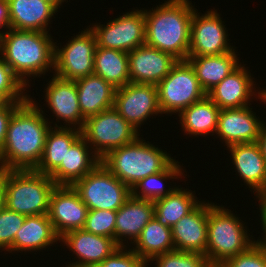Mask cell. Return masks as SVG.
Wrapping results in <instances>:
<instances>
[{
	"instance_id": "6da1fadb",
	"label": "cell",
	"mask_w": 266,
	"mask_h": 267,
	"mask_svg": "<svg viewBox=\"0 0 266 267\" xmlns=\"http://www.w3.org/2000/svg\"><path fill=\"white\" fill-rule=\"evenodd\" d=\"M35 102L29 97L14 111L0 152V170H34L40 162L52 122Z\"/></svg>"
},
{
	"instance_id": "7a4b0ae2",
	"label": "cell",
	"mask_w": 266,
	"mask_h": 267,
	"mask_svg": "<svg viewBox=\"0 0 266 267\" xmlns=\"http://www.w3.org/2000/svg\"><path fill=\"white\" fill-rule=\"evenodd\" d=\"M145 13V44L186 60L190 45L191 19L195 11L190 0H167Z\"/></svg>"
},
{
	"instance_id": "3957f363",
	"label": "cell",
	"mask_w": 266,
	"mask_h": 267,
	"mask_svg": "<svg viewBox=\"0 0 266 267\" xmlns=\"http://www.w3.org/2000/svg\"><path fill=\"white\" fill-rule=\"evenodd\" d=\"M54 43L49 33L9 28L0 35V57L30 87L29 77L54 72Z\"/></svg>"
},
{
	"instance_id": "277c9868",
	"label": "cell",
	"mask_w": 266,
	"mask_h": 267,
	"mask_svg": "<svg viewBox=\"0 0 266 267\" xmlns=\"http://www.w3.org/2000/svg\"><path fill=\"white\" fill-rule=\"evenodd\" d=\"M145 141L138 137L101 159L104 166L130 189L147 176L163 171L174 160L167 151Z\"/></svg>"
},
{
	"instance_id": "5b68a950",
	"label": "cell",
	"mask_w": 266,
	"mask_h": 267,
	"mask_svg": "<svg viewBox=\"0 0 266 267\" xmlns=\"http://www.w3.org/2000/svg\"><path fill=\"white\" fill-rule=\"evenodd\" d=\"M232 212L217 203L208 210L207 245L204 255L211 266H220L228 258L247 251L257 242L247 232L245 223Z\"/></svg>"
},
{
	"instance_id": "8992f818",
	"label": "cell",
	"mask_w": 266,
	"mask_h": 267,
	"mask_svg": "<svg viewBox=\"0 0 266 267\" xmlns=\"http://www.w3.org/2000/svg\"><path fill=\"white\" fill-rule=\"evenodd\" d=\"M5 207L25 216L48 214L56 183L34 170H4Z\"/></svg>"
},
{
	"instance_id": "52a82bcc",
	"label": "cell",
	"mask_w": 266,
	"mask_h": 267,
	"mask_svg": "<svg viewBox=\"0 0 266 267\" xmlns=\"http://www.w3.org/2000/svg\"><path fill=\"white\" fill-rule=\"evenodd\" d=\"M81 132L100 159L111 150L130 144L140 136L139 131L128 123L114 107L87 117Z\"/></svg>"
},
{
	"instance_id": "ba28073f",
	"label": "cell",
	"mask_w": 266,
	"mask_h": 267,
	"mask_svg": "<svg viewBox=\"0 0 266 267\" xmlns=\"http://www.w3.org/2000/svg\"><path fill=\"white\" fill-rule=\"evenodd\" d=\"M156 86L159 107L165 115L179 114L207 96L187 60H178Z\"/></svg>"
},
{
	"instance_id": "9c48e42d",
	"label": "cell",
	"mask_w": 266,
	"mask_h": 267,
	"mask_svg": "<svg viewBox=\"0 0 266 267\" xmlns=\"http://www.w3.org/2000/svg\"><path fill=\"white\" fill-rule=\"evenodd\" d=\"M72 186L88 210L117 211L131 196V189L102 162Z\"/></svg>"
},
{
	"instance_id": "30bf717a",
	"label": "cell",
	"mask_w": 266,
	"mask_h": 267,
	"mask_svg": "<svg viewBox=\"0 0 266 267\" xmlns=\"http://www.w3.org/2000/svg\"><path fill=\"white\" fill-rule=\"evenodd\" d=\"M89 27V28H88ZM78 32L64 46L54 43V74L57 77L76 81L94 74V53L97 40L90 25ZM58 46H57V45Z\"/></svg>"
},
{
	"instance_id": "8fae6325",
	"label": "cell",
	"mask_w": 266,
	"mask_h": 267,
	"mask_svg": "<svg viewBox=\"0 0 266 267\" xmlns=\"http://www.w3.org/2000/svg\"><path fill=\"white\" fill-rule=\"evenodd\" d=\"M142 9L123 13L106 22V25L94 23L90 29L96 36L97 46L131 52L144 45L146 30L144 8Z\"/></svg>"
},
{
	"instance_id": "7c38bea8",
	"label": "cell",
	"mask_w": 266,
	"mask_h": 267,
	"mask_svg": "<svg viewBox=\"0 0 266 267\" xmlns=\"http://www.w3.org/2000/svg\"><path fill=\"white\" fill-rule=\"evenodd\" d=\"M196 10L191 19L188 57L213 56L232 52L235 46L228 43L229 34L217 10L211 9L205 14H200Z\"/></svg>"
},
{
	"instance_id": "4fadbf2b",
	"label": "cell",
	"mask_w": 266,
	"mask_h": 267,
	"mask_svg": "<svg viewBox=\"0 0 266 267\" xmlns=\"http://www.w3.org/2000/svg\"><path fill=\"white\" fill-rule=\"evenodd\" d=\"M114 109L139 132L150 116L162 115L157 86L129 82L115 92Z\"/></svg>"
},
{
	"instance_id": "5bb4252c",
	"label": "cell",
	"mask_w": 266,
	"mask_h": 267,
	"mask_svg": "<svg viewBox=\"0 0 266 267\" xmlns=\"http://www.w3.org/2000/svg\"><path fill=\"white\" fill-rule=\"evenodd\" d=\"M88 207L73 186L56 185L50 196L48 216L59 237L83 229Z\"/></svg>"
},
{
	"instance_id": "9a60e30c",
	"label": "cell",
	"mask_w": 266,
	"mask_h": 267,
	"mask_svg": "<svg viewBox=\"0 0 266 267\" xmlns=\"http://www.w3.org/2000/svg\"><path fill=\"white\" fill-rule=\"evenodd\" d=\"M243 65L241 63L207 93V96L220 109L242 108L251 105L250 102L255 97L262 99L263 90H257L258 94L255 92L254 78L251 76L250 70L247 69L249 67L245 68L246 64Z\"/></svg>"
},
{
	"instance_id": "2e32d148",
	"label": "cell",
	"mask_w": 266,
	"mask_h": 267,
	"mask_svg": "<svg viewBox=\"0 0 266 267\" xmlns=\"http://www.w3.org/2000/svg\"><path fill=\"white\" fill-rule=\"evenodd\" d=\"M46 90V91H45ZM45 101L51 112L52 116L56 117V122L64 121V125H57L54 127L75 128L82 130L85 118L82 116L78 92L75 81L64 80L56 75H53L51 80L47 83L45 89ZM61 120V121H59ZM68 125V126H67ZM77 125V126H76Z\"/></svg>"
},
{
	"instance_id": "e0dca14e",
	"label": "cell",
	"mask_w": 266,
	"mask_h": 267,
	"mask_svg": "<svg viewBox=\"0 0 266 267\" xmlns=\"http://www.w3.org/2000/svg\"><path fill=\"white\" fill-rule=\"evenodd\" d=\"M61 243L76 257L75 262H68L65 267H93L104 261L119 248L116 241L110 237L95 235L84 229L72 230L60 237ZM75 258H78L76 260Z\"/></svg>"
},
{
	"instance_id": "ac0fdd59",
	"label": "cell",
	"mask_w": 266,
	"mask_h": 267,
	"mask_svg": "<svg viewBox=\"0 0 266 267\" xmlns=\"http://www.w3.org/2000/svg\"><path fill=\"white\" fill-rule=\"evenodd\" d=\"M177 61L170 53L139 46L128 52L130 82L158 85Z\"/></svg>"
},
{
	"instance_id": "d6986e66",
	"label": "cell",
	"mask_w": 266,
	"mask_h": 267,
	"mask_svg": "<svg viewBox=\"0 0 266 267\" xmlns=\"http://www.w3.org/2000/svg\"><path fill=\"white\" fill-rule=\"evenodd\" d=\"M252 107L220 109L216 135L224 146L257 141L263 120L256 116Z\"/></svg>"
},
{
	"instance_id": "ffe728a7",
	"label": "cell",
	"mask_w": 266,
	"mask_h": 267,
	"mask_svg": "<svg viewBox=\"0 0 266 267\" xmlns=\"http://www.w3.org/2000/svg\"><path fill=\"white\" fill-rule=\"evenodd\" d=\"M214 203L200 202L172 227L175 250L206 253L208 210Z\"/></svg>"
},
{
	"instance_id": "44dd1931",
	"label": "cell",
	"mask_w": 266,
	"mask_h": 267,
	"mask_svg": "<svg viewBox=\"0 0 266 267\" xmlns=\"http://www.w3.org/2000/svg\"><path fill=\"white\" fill-rule=\"evenodd\" d=\"M235 172L259 196L266 192V164L256 142L233 144L228 147Z\"/></svg>"
},
{
	"instance_id": "7402d4cb",
	"label": "cell",
	"mask_w": 266,
	"mask_h": 267,
	"mask_svg": "<svg viewBox=\"0 0 266 267\" xmlns=\"http://www.w3.org/2000/svg\"><path fill=\"white\" fill-rule=\"evenodd\" d=\"M116 214L115 241L119 246L127 247L137 240L143 228L154 218V203L131 195Z\"/></svg>"
},
{
	"instance_id": "603a6c76",
	"label": "cell",
	"mask_w": 266,
	"mask_h": 267,
	"mask_svg": "<svg viewBox=\"0 0 266 267\" xmlns=\"http://www.w3.org/2000/svg\"><path fill=\"white\" fill-rule=\"evenodd\" d=\"M100 162L101 159L81 135L67 150L65 159L50 177L56 185L72 186L91 172Z\"/></svg>"
},
{
	"instance_id": "cb8c5ba5",
	"label": "cell",
	"mask_w": 266,
	"mask_h": 267,
	"mask_svg": "<svg viewBox=\"0 0 266 267\" xmlns=\"http://www.w3.org/2000/svg\"><path fill=\"white\" fill-rule=\"evenodd\" d=\"M10 28L49 33L47 27L58 10L45 0H7ZM48 30V31H47Z\"/></svg>"
},
{
	"instance_id": "d4e9b609",
	"label": "cell",
	"mask_w": 266,
	"mask_h": 267,
	"mask_svg": "<svg viewBox=\"0 0 266 267\" xmlns=\"http://www.w3.org/2000/svg\"><path fill=\"white\" fill-rule=\"evenodd\" d=\"M57 241H60V237L55 232L48 214L26 216L15 236L12 252L43 251V249L57 244Z\"/></svg>"
},
{
	"instance_id": "484cf974",
	"label": "cell",
	"mask_w": 266,
	"mask_h": 267,
	"mask_svg": "<svg viewBox=\"0 0 266 267\" xmlns=\"http://www.w3.org/2000/svg\"><path fill=\"white\" fill-rule=\"evenodd\" d=\"M79 107L86 119L113 108L116 89L98 75L91 74L75 81Z\"/></svg>"
},
{
	"instance_id": "4316f807",
	"label": "cell",
	"mask_w": 266,
	"mask_h": 267,
	"mask_svg": "<svg viewBox=\"0 0 266 267\" xmlns=\"http://www.w3.org/2000/svg\"><path fill=\"white\" fill-rule=\"evenodd\" d=\"M236 53L234 49L221 55L187 57L186 60L194 69L201 87L208 93L241 64Z\"/></svg>"
},
{
	"instance_id": "83f0119b",
	"label": "cell",
	"mask_w": 266,
	"mask_h": 267,
	"mask_svg": "<svg viewBox=\"0 0 266 267\" xmlns=\"http://www.w3.org/2000/svg\"><path fill=\"white\" fill-rule=\"evenodd\" d=\"M81 135L79 129L51 127L45 139L42 158L34 171L50 176L65 159L67 150Z\"/></svg>"
},
{
	"instance_id": "f1b7e54d",
	"label": "cell",
	"mask_w": 266,
	"mask_h": 267,
	"mask_svg": "<svg viewBox=\"0 0 266 267\" xmlns=\"http://www.w3.org/2000/svg\"><path fill=\"white\" fill-rule=\"evenodd\" d=\"M219 112L220 108L206 96L182 110L178 114L179 122L185 135L198 137L212 133L213 136L218 128Z\"/></svg>"
},
{
	"instance_id": "f546056e",
	"label": "cell",
	"mask_w": 266,
	"mask_h": 267,
	"mask_svg": "<svg viewBox=\"0 0 266 267\" xmlns=\"http://www.w3.org/2000/svg\"><path fill=\"white\" fill-rule=\"evenodd\" d=\"M179 186L165 197L153 201L155 220L168 228H172L201 202L194 191Z\"/></svg>"
},
{
	"instance_id": "4dcf8cb0",
	"label": "cell",
	"mask_w": 266,
	"mask_h": 267,
	"mask_svg": "<svg viewBox=\"0 0 266 267\" xmlns=\"http://www.w3.org/2000/svg\"><path fill=\"white\" fill-rule=\"evenodd\" d=\"M94 74L115 88L127 85L130 82L128 52L97 46L94 53Z\"/></svg>"
},
{
	"instance_id": "1f68e13d",
	"label": "cell",
	"mask_w": 266,
	"mask_h": 267,
	"mask_svg": "<svg viewBox=\"0 0 266 267\" xmlns=\"http://www.w3.org/2000/svg\"><path fill=\"white\" fill-rule=\"evenodd\" d=\"M132 245V250L148 263L156 255L175 250L172 228L163 226L152 218Z\"/></svg>"
},
{
	"instance_id": "d6a6232c",
	"label": "cell",
	"mask_w": 266,
	"mask_h": 267,
	"mask_svg": "<svg viewBox=\"0 0 266 267\" xmlns=\"http://www.w3.org/2000/svg\"><path fill=\"white\" fill-rule=\"evenodd\" d=\"M179 163L180 162L174 159L163 171L149 175L140 180L131 189V195L138 199L155 201L170 194L176 187L169 186L166 190L165 186H167V184L164 185L165 183L163 182L182 178L181 176L186 171L182 169L183 165L180 166Z\"/></svg>"
},
{
	"instance_id": "836d02e7",
	"label": "cell",
	"mask_w": 266,
	"mask_h": 267,
	"mask_svg": "<svg viewBox=\"0 0 266 267\" xmlns=\"http://www.w3.org/2000/svg\"><path fill=\"white\" fill-rule=\"evenodd\" d=\"M156 261L155 263H153ZM154 267H211L202 253L173 250L154 256L149 262ZM157 265V266H156Z\"/></svg>"
},
{
	"instance_id": "e575fe53",
	"label": "cell",
	"mask_w": 266,
	"mask_h": 267,
	"mask_svg": "<svg viewBox=\"0 0 266 267\" xmlns=\"http://www.w3.org/2000/svg\"><path fill=\"white\" fill-rule=\"evenodd\" d=\"M27 88L0 57V97L5 102H24L30 97Z\"/></svg>"
},
{
	"instance_id": "d590c367",
	"label": "cell",
	"mask_w": 266,
	"mask_h": 267,
	"mask_svg": "<svg viewBox=\"0 0 266 267\" xmlns=\"http://www.w3.org/2000/svg\"><path fill=\"white\" fill-rule=\"evenodd\" d=\"M116 211L88 210L83 229L115 240Z\"/></svg>"
},
{
	"instance_id": "8d00e7d4",
	"label": "cell",
	"mask_w": 266,
	"mask_h": 267,
	"mask_svg": "<svg viewBox=\"0 0 266 267\" xmlns=\"http://www.w3.org/2000/svg\"><path fill=\"white\" fill-rule=\"evenodd\" d=\"M26 216L4 207L0 212V250L12 253L15 236L23 225Z\"/></svg>"
},
{
	"instance_id": "74e56055",
	"label": "cell",
	"mask_w": 266,
	"mask_h": 267,
	"mask_svg": "<svg viewBox=\"0 0 266 267\" xmlns=\"http://www.w3.org/2000/svg\"><path fill=\"white\" fill-rule=\"evenodd\" d=\"M220 267H266V244L257 240L247 251L228 258Z\"/></svg>"
},
{
	"instance_id": "f35d334b",
	"label": "cell",
	"mask_w": 266,
	"mask_h": 267,
	"mask_svg": "<svg viewBox=\"0 0 266 267\" xmlns=\"http://www.w3.org/2000/svg\"><path fill=\"white\" fill-rule=\"evenodd\" d=\"M93 267H148V263L139 257L132 248L119 246L110 256L104 261Z\"/></svg>"
},
{
	"instance_id": "ab89813d",
	"label": "cell",
	"mask_w": 266,
	"mask_h": 267,
	"mask_svg": "<svg viewBox=\"0 0 266 267\" xmlns=\"http://www.w3.org/2000/svg\"><path fill=\"white\" fill-rule=\"evenodd\" d=\"M23 102H5L0 107V152L3 149V145L6 139V133L9 125V121L14 113V111Z\"/></svg>"
},
{
	"instance_id": "60d3db41",
	"label": "cell",
	"mask_w": 266,
	"mask_h": 267,
	"mask_svg": "<svg viewBox=\"0 0 266 267\" xmlns=\"http://www.w3.org/2000/svg\"><path fill=\"white\" fill-rule=\"evenodd\" d=\"M258 198V202H259V206L261 207L260 209V214L259 216L261 217L260 218V221H261V228H262V231L264 236H262V239L258 238V241L262 242V243H265L266 244V192L260 194L259 196H257Z\"/></svg>"
},
{
	"instance_id": "b9f144b4",
	"label": "cell",
	"mask_w": 266,
	"mask_h": 267,
	"mask_svg": "<svg viewBox=\"0 0 266 267\" xmlns=\"http://www.w3.org/2000/svg\"><path fill=\"white\" fill-rule=\"evenodd\" d=\"M0 35L5 33L10 28L9 10L7 0H0ZM6 29V30H5Z\"/></svg>"
},
{
	"instance_id": "7bdbcfd3",
	"label": "cell",
	"mask_w": 266,
	"mask_h": 267,
	"mask_svg": "<svg viewBox=\"0 0 266 267\" xmlns=\"http://www.w3.org/2000/svg\"><path fill=\"white\" fill-rule=\"evenodd\" d=\"M266 121L263 120L260 130H259V135L257 138L256 143L258 144L261 154L264 158L265 164H266Z\"/></svg>"
},
{
	"instance_id": "ee69618b",
	"label": "cell",
	"mask_w": 266,
	"mask_h": 267,
	"mask_svg": "<svg viewBox=\"0 0 266 267\" xmlns=\"http://www.w3.org/2000/svg\"><path fill=\"white\" fill-rule=\"evenodd\" d=\"M5 207L4 170H0V212Z\"/></svg>"
},
{
	"instance_id": "f6af8a7d",
	"label": "cell",
	"mask_w": 266,
	"mask_h": 267,
	"mask_svg": "<svg viewBox=\"0 0 266 267\" xmlns=\"http://www.w3.org/2000/svg\"><path fill=\"white\" fill-rule=\"evenodd\" d=\"M47 2H49L51 5H53L57 10H59L63 5V3L66 1V0H45ZM59 8V9H58Z\"/></svg>"
},
{
	"instance_id": "bcb514c9",
	"label": "cell",
	"mask_w": 266,
	"mask_h": 267,
	"mask_svg": "<svg viewBox=\"0 0 266 267\" xmlns=\"http://www.w3.org/2000/svg\"><path fill=\"white\" fill-rule=\"evenodd\" d=\"M263 89V97H262V101L261 102H264V104H266V89L262 88Z\"/></svg>"
},
{
	"instance_id": "7dc6e473",
	"label": "cell",
	"mask_w": 266,
	"mask_h": 267,
	"mask_svg": "<svg viewBox=\"0 0 266 267\" xmlns=\"http://www.w3.org/2000/svg\"><path fill=\"white\" fill-rule=\"evenodd\" d=\"M5 103V101L0 97V107Z\"/></svg>"
}]
</instances>
